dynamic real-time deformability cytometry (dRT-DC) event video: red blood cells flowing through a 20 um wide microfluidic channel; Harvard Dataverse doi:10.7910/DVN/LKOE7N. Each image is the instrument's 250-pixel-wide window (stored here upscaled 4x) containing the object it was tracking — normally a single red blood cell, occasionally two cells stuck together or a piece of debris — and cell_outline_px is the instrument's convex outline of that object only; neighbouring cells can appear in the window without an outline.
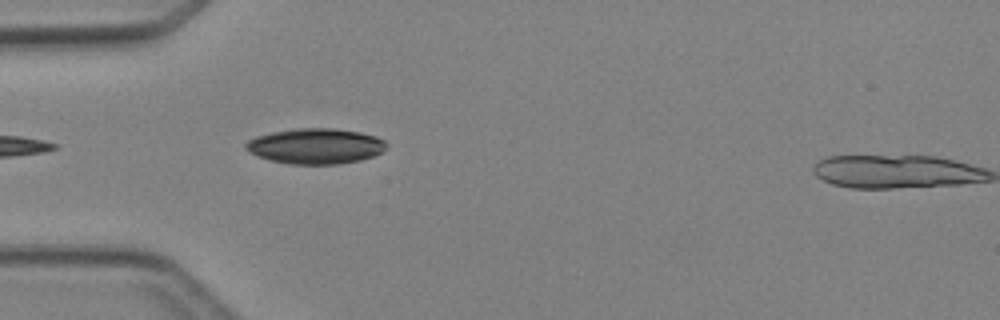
{"species": "Egyptian fruit bat (a non-hibernating species)", "species_latin": "Rousettus aegyptiacus", "temperature_condition": "cold", "stored_images_in_passage": 5, "segment_of_instrument_passage": [1, 2], "camera_frame_rate_fps": 3000, "um_per_image_px": 0.085, "animal": {"sex": "female"}, "frame": {"image": 1, "passage_image": 4, "time_ms": 4.333, "image_size_px": [1000, 320], "cell_outline_px": [[388, 148], [372, 156], [360, 160], [336, 164], [288, 164], [268, 160], [256, 156], [248, 152], [244, 148], [244, 144], [248, 140], [256, 136], [272, 132], [292, 128], [336, 128], [360, 132], [376, 136], [384, 140], [388, 144]], "centroid_in_image_um": [26.79, 12.41], "position_along_channel_um": 58.2, "area_um2": 29.42}}